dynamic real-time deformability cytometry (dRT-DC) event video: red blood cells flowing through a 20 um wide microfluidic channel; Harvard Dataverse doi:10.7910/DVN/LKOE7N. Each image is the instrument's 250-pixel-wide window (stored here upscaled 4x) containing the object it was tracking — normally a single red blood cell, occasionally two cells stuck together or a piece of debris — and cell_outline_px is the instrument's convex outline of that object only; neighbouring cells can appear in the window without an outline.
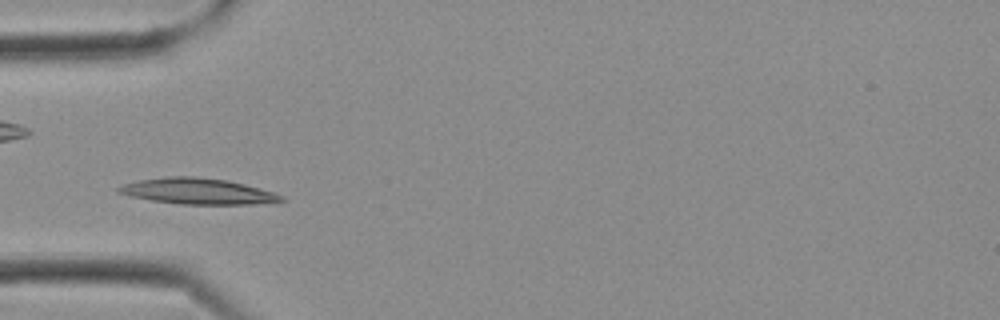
{"species": "Egyptian fruit bat (a non-hibernating species)", "species_latin": "Rousettus aegyptiacus", "temperature_condition": "cold", "stored_images_in_passage": 9, "camera_frame_rate_fps": 3000, "um_per_image_px": 0.085, "frame": {"image": 1, "passage_image": 6, "time_ms": 1.667, "image_size_px": [1000, 320], "cell_outline_px": [[284, 200], [252, 204], [180, 204], [152, 200], [128, 196], [116, 192], [116, 188], [124, 184], [140, 180], [168, 176], [196, 176], [228, 180], [276, 192], [284, 196]], "centroid_in_image_um": [16.79, 16.25], "position_along_channel_um": 68.2, "area_um2": 24.57}}
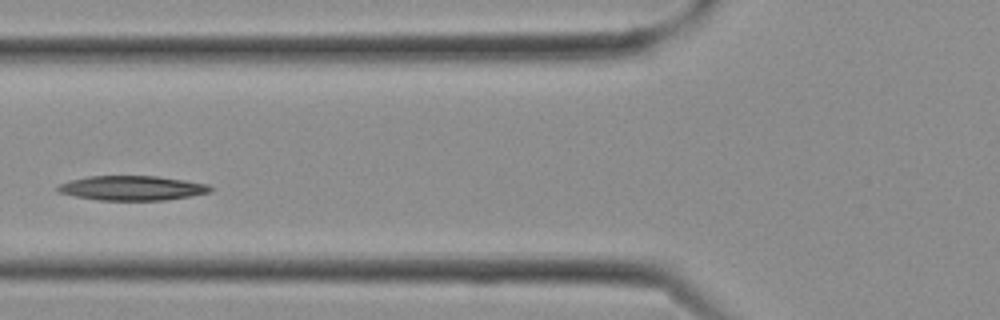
{"frame": {"image": 2, "passage_image": 8, "time_ms": 2.333, "image_size_px": [1000, 320], "cell_outline_px": [[212, 192], [164, 200], [100, 200], [76, 196], [56, 192], [56, 188], [60, 184], [72, 180], [88, 176], [156, 176], [184, 180], [208, 184], [212, 188]], "centroid_in_image_um": [11.22, 15.98], "position_along_channel_um": 114.6, "area_um2": 21.68}}